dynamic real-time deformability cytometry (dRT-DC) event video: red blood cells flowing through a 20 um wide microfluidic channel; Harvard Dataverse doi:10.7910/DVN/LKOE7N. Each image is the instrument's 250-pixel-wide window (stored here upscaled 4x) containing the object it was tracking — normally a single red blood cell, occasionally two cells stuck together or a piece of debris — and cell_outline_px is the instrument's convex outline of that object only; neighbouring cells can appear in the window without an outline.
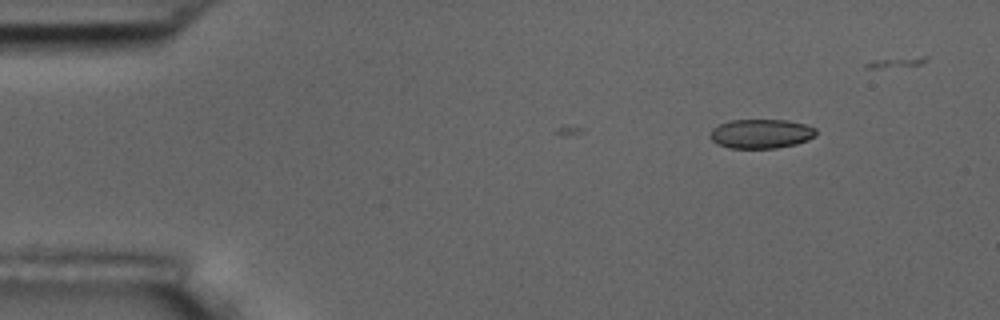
{"species": "common noctule bat (a hibernating species)", "species_latin": "Nyctalus noctula", "temperature_condition": "room temperature", "stored_images_in_passage": 10, "camera_frame_rate_fps": 3000, "um_per_image_px": 0.085, "animal": {"sex": "male", "body_mass_g": 17.5, "forearm_length_mm": 52.3}, "frame": {"image": 1, "passage_image": 10, "time_ms": 3.0, "image_size_px": [1000, 320], "cell_outline_px": [[816, 136], [808, 140], [796, 144], [776, 148], [728, 148], [716, 144], [708, 136], [712, 128], [720, 124], [732, 120], [788, 120], [804, 124], [816, 128]], "centroid_in_image_um": [64.67, 11.37], "position_along_channel_um": 20.3, "area_um2": 18.21}}